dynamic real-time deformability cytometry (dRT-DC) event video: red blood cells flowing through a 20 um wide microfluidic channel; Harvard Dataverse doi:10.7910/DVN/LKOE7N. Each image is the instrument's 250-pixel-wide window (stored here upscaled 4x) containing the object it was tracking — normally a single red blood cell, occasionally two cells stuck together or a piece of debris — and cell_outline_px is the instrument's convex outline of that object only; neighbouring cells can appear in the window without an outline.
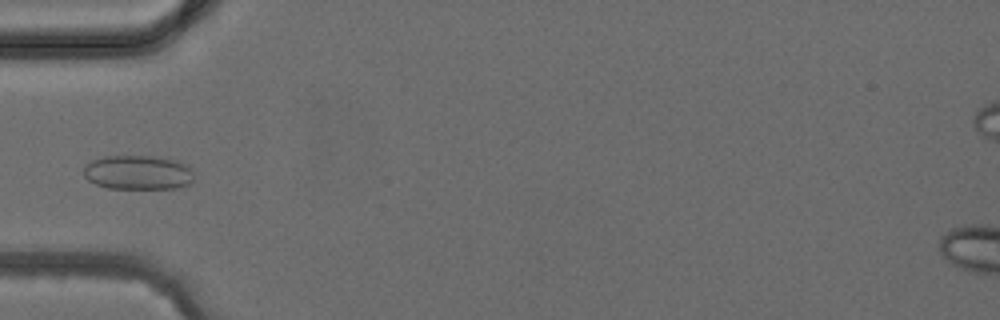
{"species": "common noctule bat (a hibernating species)", "species_latin": "Nyctalus noctula", "temperature_condition": "cold", "stored_images_in_passage": 3, "camera_frame_rate_fps": 3000, "um_per_image_px": 0.085, "animal": {"sex": "female", "body_mass_g": 24.6, "forearm_length_mm": 56.2}, "frame": {"image": 1, "passage_image": 3, "time_ms": 3.333, "image_size_px": [1000, 320], "cell_outline_px": [[192, 180], [188, 184], [176, 188], [108, 188], [96, 184], [88, 180], [84, 176], [84, 164], [92, 160], [104, 156], [160, 156], [180, 160], [188, 164], [192, 168]], "centroid_in_image_um": [11.75, 14.63], "position_along_channel_um": 73.3, "area_um2": 22.37}}